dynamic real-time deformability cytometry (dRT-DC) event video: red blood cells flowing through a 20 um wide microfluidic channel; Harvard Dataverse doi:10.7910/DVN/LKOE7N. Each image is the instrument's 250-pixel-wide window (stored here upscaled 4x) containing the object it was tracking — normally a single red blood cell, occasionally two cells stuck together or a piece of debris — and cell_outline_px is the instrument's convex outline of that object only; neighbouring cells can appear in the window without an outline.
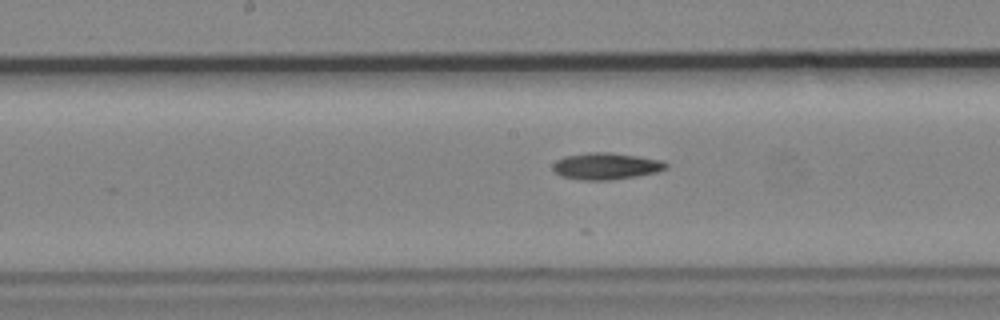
{"species": "common noctule bat (a hibernating species)", "species_latin": "Nyctalus noctula", "temperature_condition": "cold", "stored_images_in_passage": 19, "camera_frame_rate_fps": 3000, "um_per_image_px": 0.085, "animal": {"sex": "male", "body_mass_g": 19.2, "forearm_length_mm": 51.8}, "frame": {"image": 1, "passage_image": 13, "time_ms": 4.0, "image_size_px": [1000, 320], "cell_outline_px": [[668, 168], [656, 172], [636, 176], [612, 180], [580, 180], [560, 176], [552, 168], [552, 164], [556, 160], [564, 156], [588, 152], [608, 152], [664, 160], [668, 164]], "centroid_in_image_um": [51.5, 14.12], "position_along_channel_um": 196.7, "area_um2": 17.74}}